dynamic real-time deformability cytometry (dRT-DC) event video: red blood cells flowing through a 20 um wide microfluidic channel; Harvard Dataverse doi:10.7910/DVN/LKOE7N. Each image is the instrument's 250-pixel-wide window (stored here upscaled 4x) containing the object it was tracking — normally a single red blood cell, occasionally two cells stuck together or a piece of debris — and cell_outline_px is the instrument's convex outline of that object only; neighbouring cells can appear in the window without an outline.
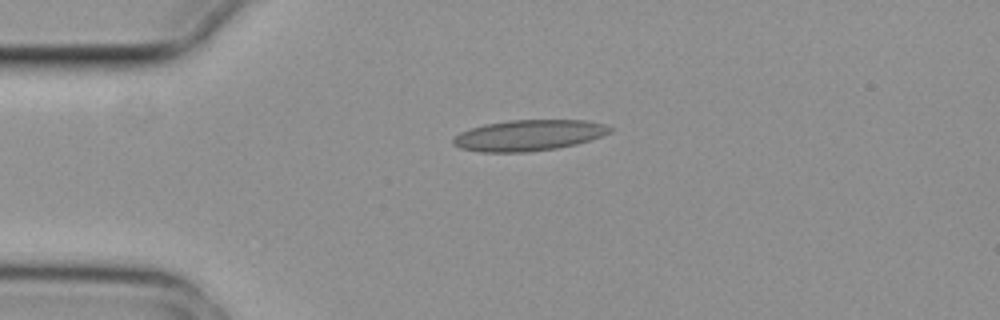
{"species": "common noctule bat (a hibernating species)", "species_latin": "Nyctalus noctula", "temperature_condition": "cold", "stored_images_in_passage": 4, "camera_frame_rate_fps": 3000, "um_per_image_px": 0.085, "animal": {"sex": "female", "body_mass_g": 29.2, "forearm_length_mm": 56.3}, "frame": {"image": 1, "passage_image": 1, "time_ms": 0.0, "image_size_px": [1000, 320], "cell_outline_px": [[612, 132], [592, 140], [576, 144], [556, 148], [528, 152], [480, 152], [460, 148], [452, 144], [452, 140], [460, 132], [484, 124], [508, 120], [588, 120], [604, 124], [612, 128]], "centroid_in_image_um": [44.96, 11.5], "position_along_channel_um": 40.0, "area_um2": 28.38}}
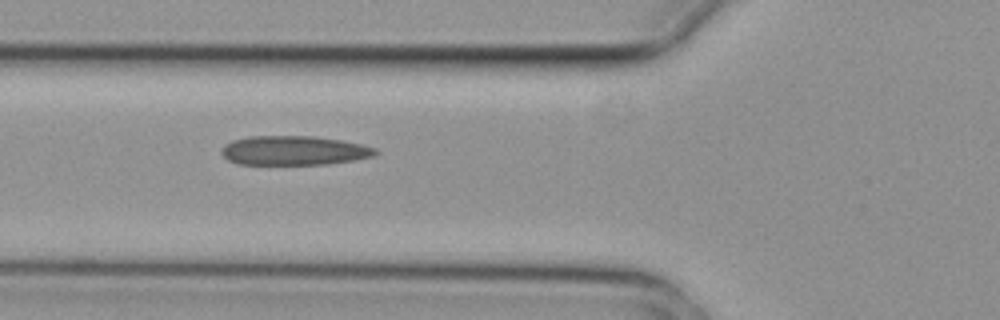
{"frame": {"image": 2, "passage_image": 3, "time_ms": 0.667, "image_size_px": [1000, 320], "cell_outline_px": [[380, 152], [372, 156], [352, 160], [328, 164], [236, 164], [228, 160], [220, 152], [224, 144], [232, 140], [248, 136], [312, 136], [340, 140], [360, 144], [376, 148]], "centroid_in_image_um": [24.94, 12.79], "position_along_channel_um": 100.9, "area_um2": 26.24}}
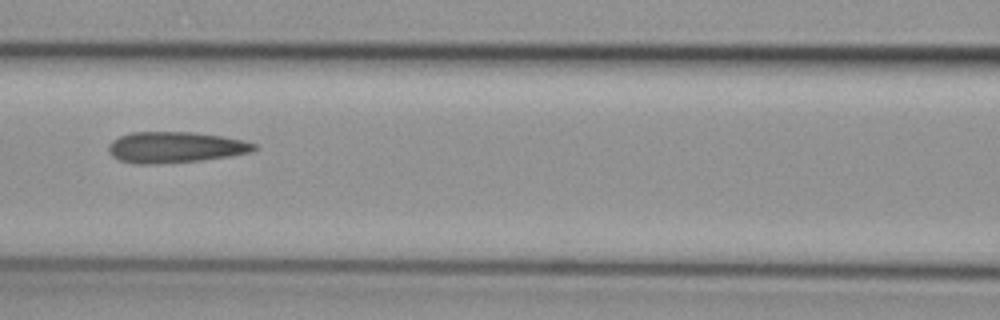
{"frame": {"image": 3, "passage_image": 4, "time_ms": 1.0, "image_size_px": [1000, 320], "cell_outline_px": [[256, 148], [252, 152], [228, 156], [200, 160], [156, 164], [132, 164], [120, 160], [112, 156], [108, 152], [108, 144], [112, 140], [120, 136], [132, 132], [192, 132], [220, 136], [244, 140], [256, 144]], "centroid_in_image_um": [14.85, 12.52], "position_along_channel_um": 151.7, "area_um2": 26.3}}